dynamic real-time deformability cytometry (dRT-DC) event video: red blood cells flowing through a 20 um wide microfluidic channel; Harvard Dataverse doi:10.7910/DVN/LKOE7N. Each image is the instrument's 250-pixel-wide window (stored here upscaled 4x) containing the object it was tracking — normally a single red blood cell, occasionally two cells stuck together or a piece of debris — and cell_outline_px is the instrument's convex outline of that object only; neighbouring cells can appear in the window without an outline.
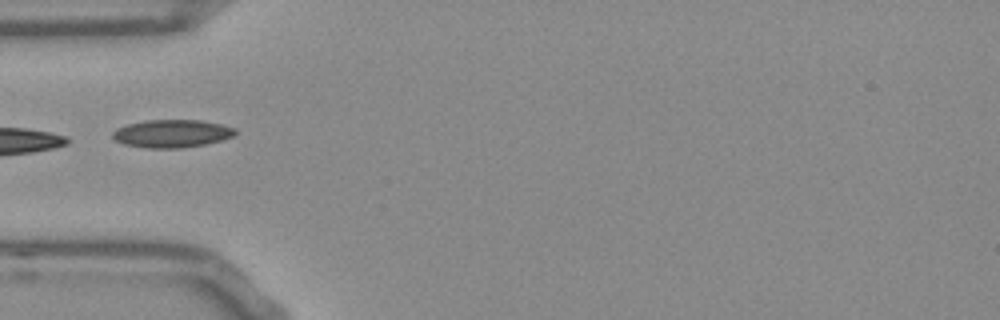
{"species": "Egyptian fruit bat (a non-hibernating species)", "species_latin": "Rousettus aegyptiacus", "temperature_condition": "room temperature", "stored_images_in_passage": 12, "camera_frame_rate_fps": 3000, "um_per_image_px": 0.085, "frame": {"image": 1, "passage_image": 1, "time_ms": 0.0, "image_size_px": [1000, 320], "cell_outline_px": [[236, 132], [232, 136], [220, 140], [204, 144], [180, 148], [148, 148], [124, 144], [116, 140], [112, 136], [112, 132], [116, 128], [128, 124], [144, 120], [200, 120], [220, 124], [236, 128]], "centroid_in_image_um": [14.58, 11.34], "position_along_channel_um": 70.4, "area_um2": 19.77}}